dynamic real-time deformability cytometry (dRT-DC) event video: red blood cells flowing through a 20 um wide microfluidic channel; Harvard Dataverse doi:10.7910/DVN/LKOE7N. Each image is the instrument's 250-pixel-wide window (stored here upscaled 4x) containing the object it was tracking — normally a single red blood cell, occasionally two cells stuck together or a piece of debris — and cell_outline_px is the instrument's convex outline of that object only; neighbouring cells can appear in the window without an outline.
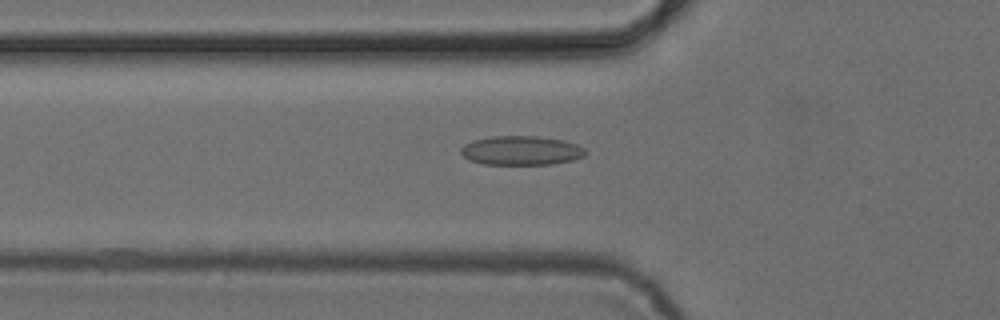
{"species": "common noctule bat (a hibernating species)", "species_latin": "Nyctalus noctula", "temperature_condition": "cold", "stored_images_in_passage": 52, "camera_frame_rate_fps": 3000, "um_per_image_px": 0.085, "animal": {"sex": "female", "body_mass_g": 24.6, "forearm_length_mm": 56.2}, "frame": {"image": 1, "passage_image": 18, "time_ms": 5.667, "image_size_px": [1000, 320], "cell_outline_px": [[588, 152], [584, 156], [572, 160], [552, 164], [484, 164], [468, 160], [460, 152], [460, 148], [464, 144], [472, 140], [492, 136], [536, 136], [564, 140], [576, 144], [584, 148]], "centroid_in_image_um": [44.29, 12.79], "position_along_channel_um": 81.5, "area_um2": 21.27}}
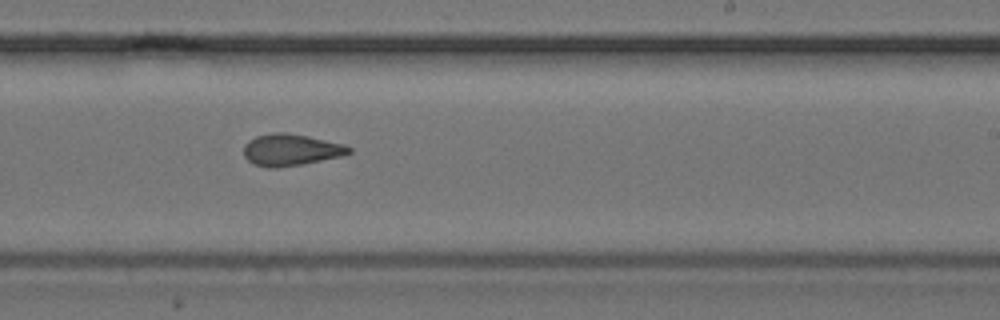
{"frame": {"image": 2, "passage_image": 32, "time_ms": 10.333, "image_size_px": [1000, 320], "cell_outline_px": [[352, 152], [340, 156], [300, 164], [276, 168], [268, 168], [252, 164], [244, 156], [244, 144], [248, 140], [256, 136], [272, 132], [284, 132], [308, 136], [344, 144], [352, 148]], "centroid_in_image_um": [24.68, 12.73], "position_along_channel_um": 264.3, "area_um2": 19.42}}
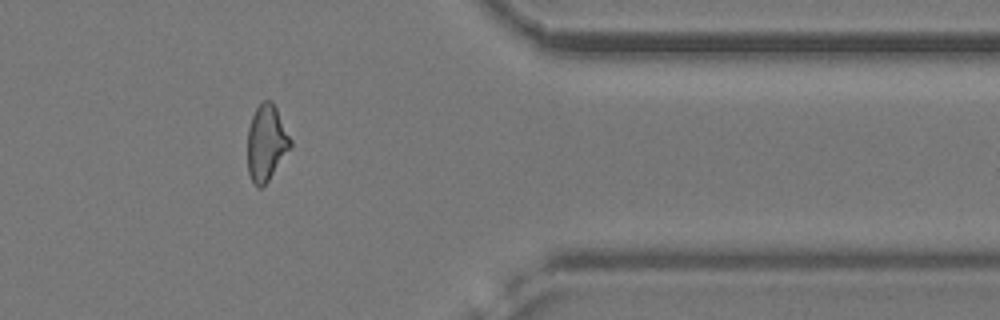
{"frame": {"image": 3, "passage_image": 43, "time_ms": 14.0, "image_size_px": [1000, 320], "cell_outline_px": [[292, 148], [268, 180], [260, 188], [256, 188], [248, 172], [248, 128], [252, 116], [256, 108], [264, 100], [272, 100], [292, 140]], "centroid_in_image_um": [22.66, 12.15], "position_along_channel_um": 388.7, "area_um2": 19.02}, "authors_computed_cell_mechanics": {"area_um2": 19.7676, "velocity_mm_per_s": 3.8999, "shape_relaxation_time_tau1_ms": null, "shape_relaxation_time_tau2_ms": 1.9716, "deformation_change_tau1": null, "deformation_change_tau2": 0.086}}